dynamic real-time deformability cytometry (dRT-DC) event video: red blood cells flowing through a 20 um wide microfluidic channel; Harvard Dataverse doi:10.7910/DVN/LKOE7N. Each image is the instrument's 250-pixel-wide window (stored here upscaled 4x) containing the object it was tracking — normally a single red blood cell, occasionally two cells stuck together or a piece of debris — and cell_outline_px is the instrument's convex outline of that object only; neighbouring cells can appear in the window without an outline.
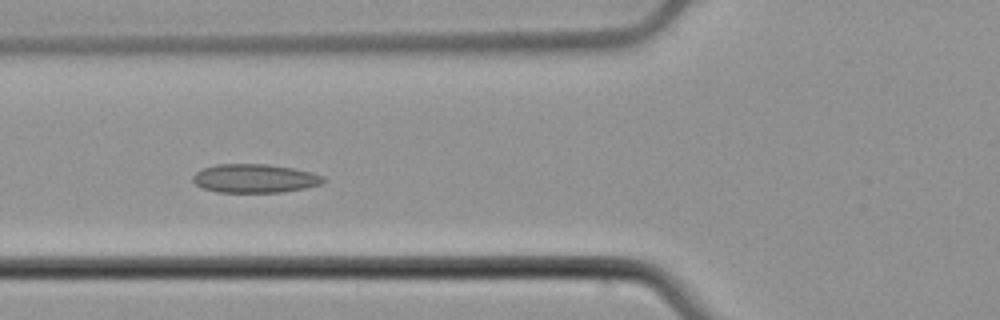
{"species": "common noctule bat (a hibernating species)", "species_latin": "Nyctalus noctula", "temperature_condition": "cold", "stored_images_in_passage": 7, "camera_frame_rate_fps": 3000, "um_per_image_px": 0.085, "animal": {"sex": "male", "body_mass_g": 21.5, "forearm_length_mm": 52.0}, "frame": {"image": 1, "passage_image": 5, "time_ms": 1.333, "image_size_px": [1000, 320], "cell_outline_px": [[324, 180], [320, 184], [304, 188], [280, 192], [216, 192], [204, 188], [196, 184], [192, 180], [192, 176], [196, 172], [204, 168], [216, 164], [268, 164], [292, 168], [312, 172], [324, 176]], "centroid_in_image_um": [21.63, 15.16], "position_along_channel_um": 104.2, "area_um2": 21.68}}
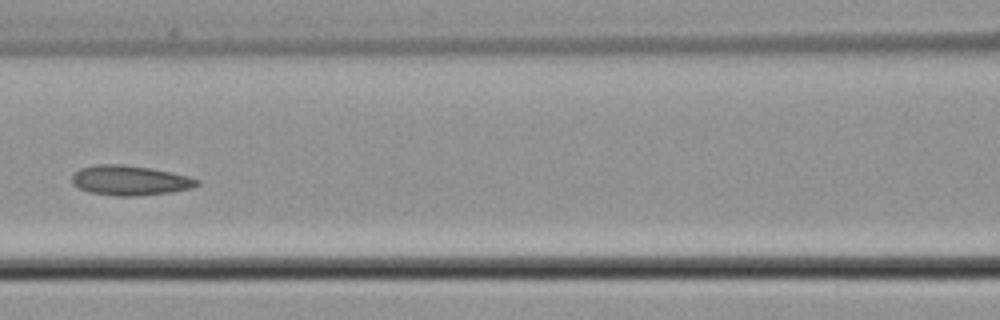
{"frame": {"image": 2, "passage_image": 6, "time_ms": 1.667, "image_size_px": [1000, 320], "cell_outline_px": [[200, 184], [188, 188], [168, 192], [136, 196], [116, 196], [88, 192], [72, 184], [72, 176], [80, 168], [96, 164], [120, 164], [152, 168], [188, 176], [200, 180]], "centroid_in_image_um": [11.01, 15.33], "position_along_channel_um": 155.6, "area_um2": 21.62}}
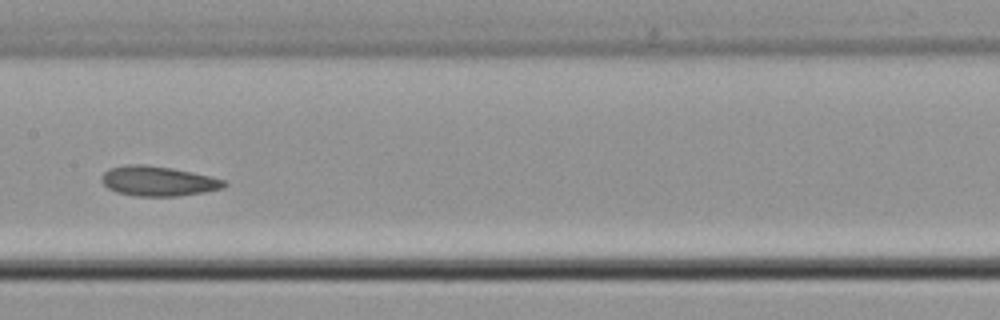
{"frame": {"image": 3, "passage_image": 7, "time_ms": 2.0, "image_size_px": [1000, 320], "cell_outline_px": [[228, 184], [224, 188], [204, 192], [176, 196], [136, 196], [116, 192], [108, 188], [100, 180], [100, 176], [108, 168], [128, 164], [144, 164], [172, 168], [192, 172], [224, 180]], "centroid_in_image_um": [13.4, 15.39], "position_along_channel_um": 194.0, "area_um2": 21.39}}